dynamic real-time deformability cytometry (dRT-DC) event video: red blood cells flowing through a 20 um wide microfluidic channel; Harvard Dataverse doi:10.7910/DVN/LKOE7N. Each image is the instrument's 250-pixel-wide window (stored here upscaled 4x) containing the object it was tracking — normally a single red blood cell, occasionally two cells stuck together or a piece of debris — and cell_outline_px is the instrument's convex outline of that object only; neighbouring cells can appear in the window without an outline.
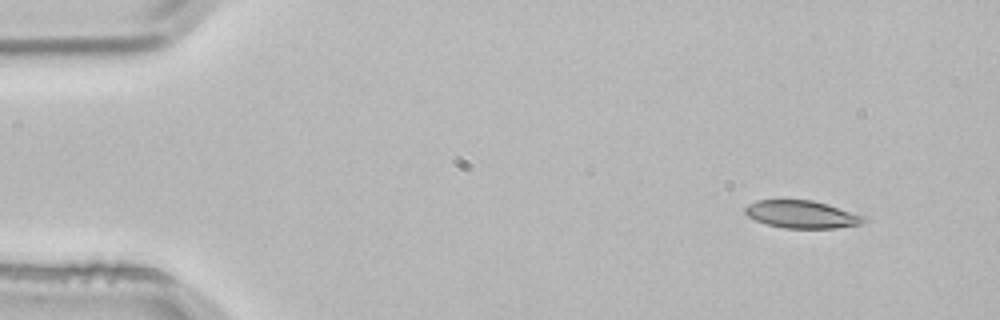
{"species": "common noctule bat (a hibernating species)", "species_latin": "Nyctalus noctula", "temperature_condition": "room temperature", "stored_images_in_passage": 2, "camera_frame_rate_fps": 3000, "um_per_image_px": 0.085, "animal": {"sex": "male", "body_mass_g": 21.5, "forearm_length_mm": 52.0}, "frame": {"image": 1, "passage_image": 1, "time_ms": 0.0, "image_size_px": [1000, 320], "cell_outline_px": [[868, 220], [860, 224], [836, 228], [784, 228], [768, 224], [756, 220], [748, 216], [744, 212], [744, 208], [748, 204], [756, 200], [812, 200], [828, 204], [868, 216]], "centroid_in_image_um": [68.2, 18.22], "position_along_channel_um": 16.8, "area_um2": 19.25}}